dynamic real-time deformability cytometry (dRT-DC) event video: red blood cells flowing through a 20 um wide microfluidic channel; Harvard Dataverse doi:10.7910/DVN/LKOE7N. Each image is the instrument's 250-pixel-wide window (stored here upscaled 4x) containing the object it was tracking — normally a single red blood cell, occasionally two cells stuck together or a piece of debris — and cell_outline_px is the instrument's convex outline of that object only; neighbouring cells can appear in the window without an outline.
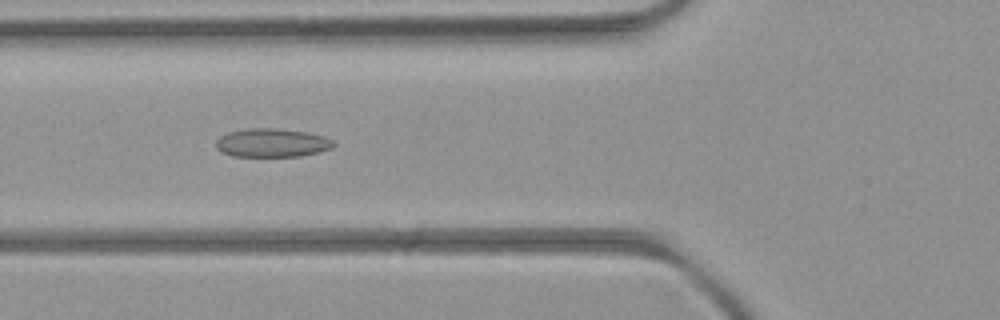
{"species": "common noctule bat (a hibernating species)", "species_latin": "Nyctalus noctula", "temperature_condition": "room temperature", "stored_images_in_passage": 5, "camera_frame_rate_fps": 3000, "um_per_image_px": 0.085, "animal": {"sex": "female", "body_mass_g": 21.9}, "frame": {"image": 1, "passage_image": 3, "time_ms": 2.0, "image_size_px": [1000, 320], "cell_outline_px": [[336, 144], [332, 148], [320, 152], [300, 156], [232, 156], [216, 148], [216, 140], [220, 136], [228, 132], [248, 128], [276, 128], [308, 132], [324, 136], [332, 140]], "centroid_in_image_um": [23.14, 12.13], "position_along_channel_um": 102.7, "area_um2": 19.65}}
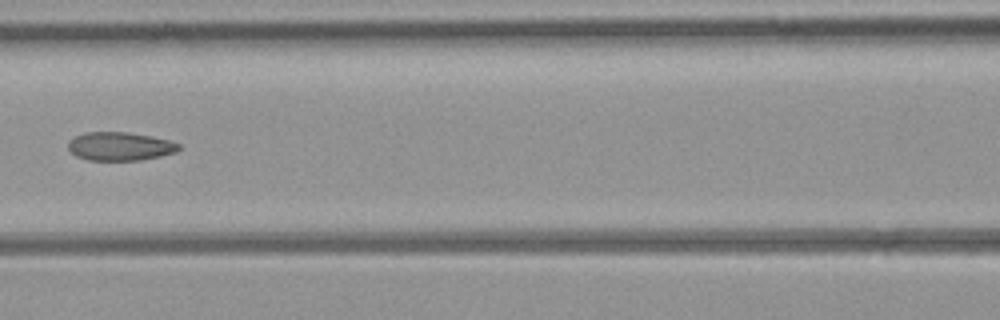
{"frame": {"image": 2, "passage_image": 4, "time_ms": 3.333, "image_size_px": [1000, 320], "cell_outline_px": [[180, 148], [176, 152], [160, 156], [140, 160], [88, 160], [76, 156], [68, 148], [68, 140], [84, 132], [128, 132], [152, 136], [168, 140], [180, 144]], "centroid_in_image_um": [10.19, 12.43], "position_along_channel_um": 156.4, "area_um2": 18.38}}
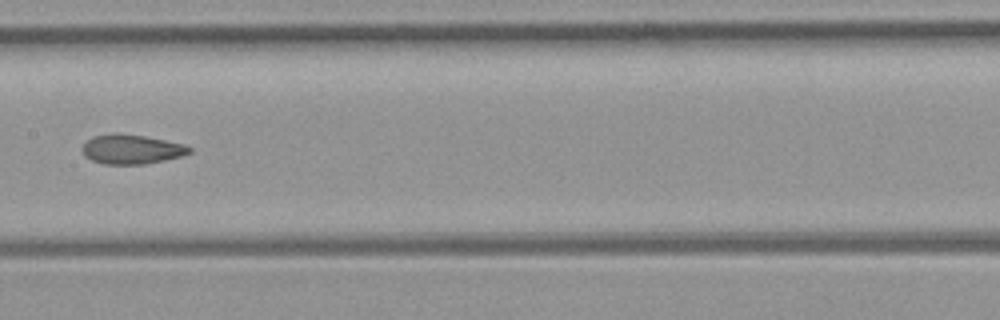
{"frame": {"image": 3, "passage_image": 5, "time_ms": 4.333, "image_size_px": [1000, 320], "cell_outline_px": [[192, 152], [180, 156], [164, 160], [144, 164], [104, 164], [92, 160], [84, 156], [84, 144], [92, 136], [116, 132], [144, 136], [184, 144], [192, 148]], "centroid_in_image_um": [11.18, 12.68], "position_along_channel_um": 196.2, "area_um2": 18.26}}